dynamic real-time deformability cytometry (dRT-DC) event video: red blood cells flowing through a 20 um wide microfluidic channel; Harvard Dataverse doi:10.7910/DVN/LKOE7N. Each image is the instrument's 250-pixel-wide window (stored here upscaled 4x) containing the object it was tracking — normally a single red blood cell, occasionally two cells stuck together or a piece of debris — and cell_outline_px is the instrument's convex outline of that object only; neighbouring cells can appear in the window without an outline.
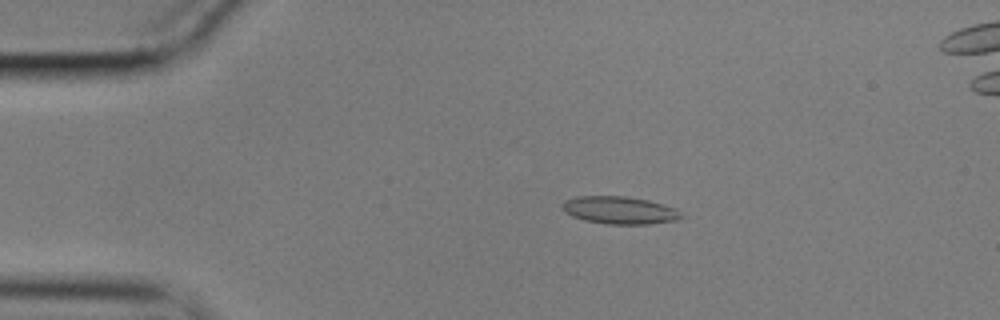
{"species": "common noctule bat (a hibernating species)", "species_latin": "Nyctalus noctula", "temperature_condition": "cold", "stored_images_in_passage": 57, "camera_frame_rate_fps": 3000, "um_per_image_px": 0.085, "animal": {"sex": "male", "body_mass_g": 17.9}, "frame": {"image": 1, "passage_image": 11, "time_ms": 3.333, "image_size_px": [1000, 320], "cell_outline_px": [[684, 216], [676, 220], [648, 224], [608, 224], [584, 220], [572, 216], [564, 212], [560, 204], [564, 200], [576, 196], [624, 196], [648, 200], [664, 204], [676, 208]], "centroid_in_image_um": [52.64, 17.86], "position_along_channel_um": 32.4, "area_um2": 19.25}}
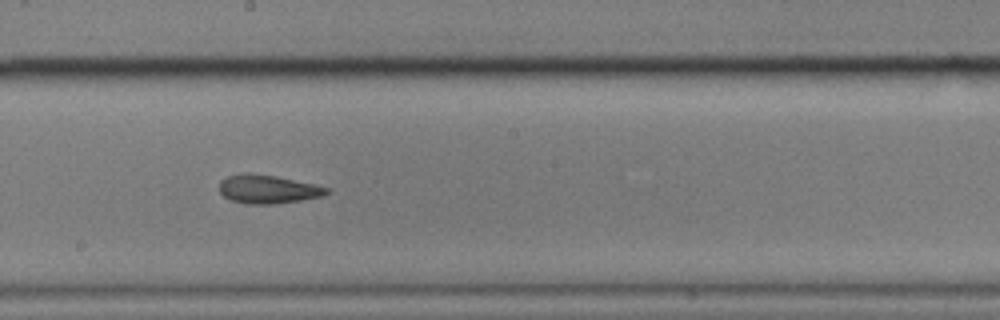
{"frame": {"image": 2, "passage_image": 31, "time_ms": 10.0, "image_size_px": [1000, 320], "cell_outline_px": [[332, 192], [324, 196], [276, 204], [244, 204], [232, 200], [224, 196], [220, 192], [220, 180], [228, 176], [244, 172], [248, 172], [276, 176], [316, 184], [332, 188]], "centroid_in_image_um": [22.83, 16.07], "position_along_channel_um": 225.4, "area_um2": 18.21}}
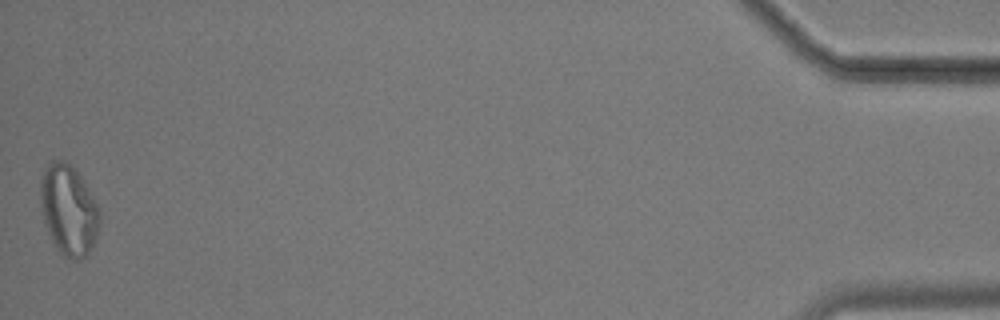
{"frame": {"image": 3, "passage_image": 56, "time_ms": 18.333, "image_size_px": [1000, 320], "cell_outline_px": [[100, 224], [96, 236], [88, 252], [84, 256], [76, 260], [68, 260], [56, 248], [48, 232], [44, 220], [40, 204], [40, 180], [44, 168], [48, 160], [64, 160], [84, 180], [100, 212]], "centroid_in_image_um": [5.81, 17.83], "position_along_channel_um": 429.4, "area_um2": 31.1}}